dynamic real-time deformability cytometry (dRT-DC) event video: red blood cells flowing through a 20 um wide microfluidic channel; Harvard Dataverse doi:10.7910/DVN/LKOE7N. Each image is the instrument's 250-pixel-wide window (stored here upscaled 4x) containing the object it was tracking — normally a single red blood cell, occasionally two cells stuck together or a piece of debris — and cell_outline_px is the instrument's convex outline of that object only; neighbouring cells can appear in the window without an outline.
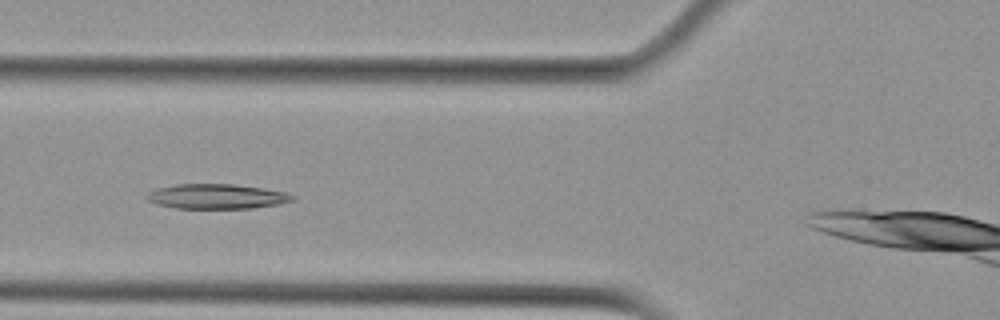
{"species": "Egyptian fruit bat (a non-hibernating species)", "species_latin": "Rousettus aegyptiacus", "temperature_condition": "cold", "stored_images_in_passage": 7, "camera_frame_rate_fps": 3000, "um_per_image_px": 0.085, "animal": {"sex": "female"}, "frame": {"image": 1, "passage_image": 3, "time_ms": 2.667, "image_size_px": [1000, 320], "cell_outline_px": [[296, 200], [276, 204], [252, 208], [176, 208], [156, 204], [148, 200], [144, 196], [148, 192], [156, 188], [176, 184], [232, 184], [260, 188], [284, 192], [296, 196]], "centroid_in_image_um": [18.37, 16.69], "position_along_channel_um": 107.4, "area_um2": 20.98}}
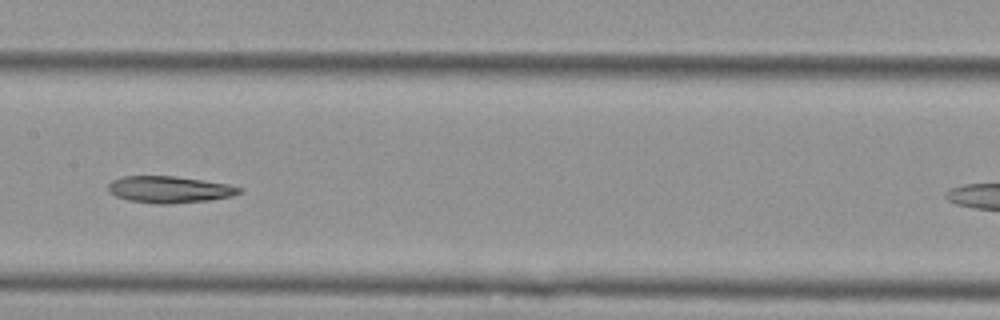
{"frame": {"image": 2, "passage_image": 5, "time_ms": 5.0, "image_size_px": [1000, 320], "cell_outline_px": [[244, 188], [240, 192], [232, 196], [208, 200], [168, 204], [156, 204], [128, 200], [116, 196], [108, 192], [108, 184], [112, 180], [124, 176], [176, 176], [228, 184]], "centroid_in_image_um": [14.38, 16.1], "position_along_channel_um": 193.0, "area_um2": 20.4}}
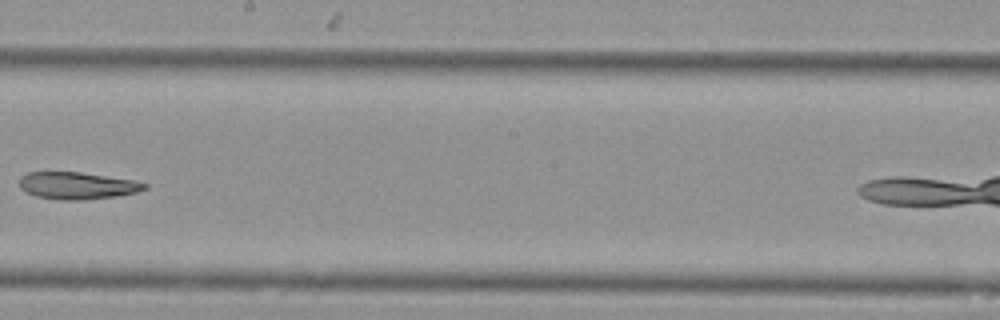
{"frame": {"image": 3, "passage_image": 6, "time_ms": 6.333, "image_size_px": [1000, 320], "cell_outline_px": [[148, 188], [136, 192], [116, 196], [88, 200], [64, 200], [36, 196], [20, 188], [20, 176], [28, 172], [80, 172], [136, 180], [148, 184]], "centroid_in_image_um": [6.6, 15.77], "position_along_channel_um": 241.6, "area_um2": 19.83}}